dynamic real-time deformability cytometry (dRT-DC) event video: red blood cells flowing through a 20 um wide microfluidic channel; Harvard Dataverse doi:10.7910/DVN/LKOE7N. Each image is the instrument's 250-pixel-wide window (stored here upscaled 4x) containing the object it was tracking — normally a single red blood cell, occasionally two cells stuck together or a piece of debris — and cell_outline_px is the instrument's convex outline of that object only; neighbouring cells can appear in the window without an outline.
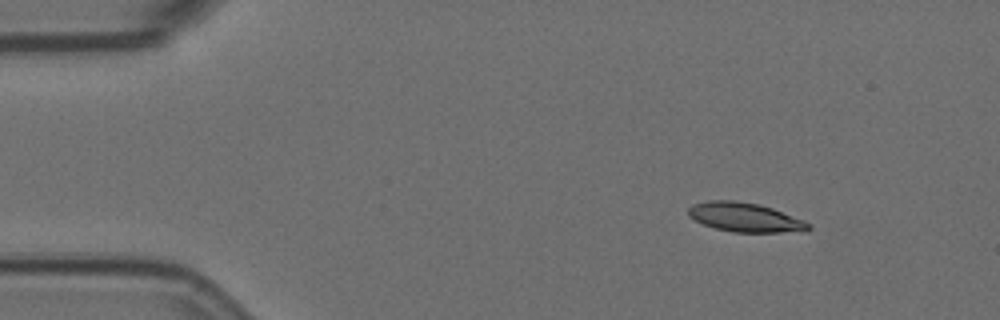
{"species": "Egyptian fruit bat (a non-hibernating species)", "species_latin": "Rousettus aegyptiacus", "temperature_condition": "room temperature", "stored_images_in_passage": 8, "camera_frame_rate_fps": 3000, "um_per_image_px": 0.085, "animal": {"sex": "female"}, "frame": {"image": 1, "passage_image": 1, "time_ms": 0.0, "image_size_px": [1000, 320], "cell_outline_px": [[812, 228], [808, 232], [732, 232], [716, 228], [704, 224], [688, 216], [688, 208], [692, 204], [708, 200], [736, 200], [760, 204], [772, 208], [804, 220], [812, 224]], "centroid_in_image_um": [63.38, 18.47], "position_along_channel_um": 21.6, "area_um2": 20.69}}
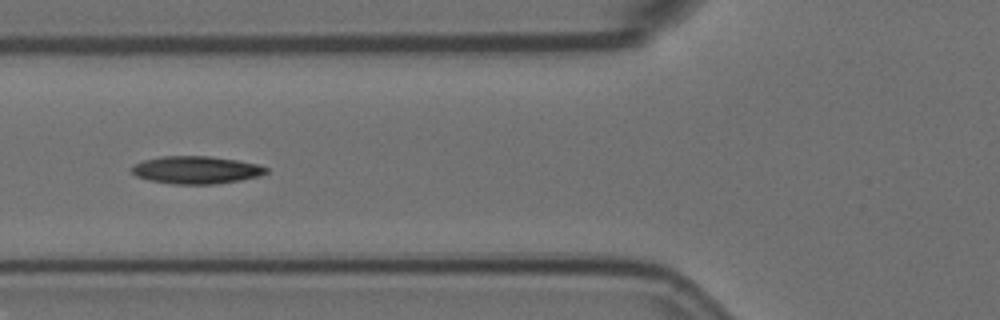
{"frame": {"image": 2, "passage_image": 5, "time_ms": 1.333, "image_size_px": [1000, 320], "cell_outline_px": [[268, 172], [260, 176], [240, 180], [216, 184], [172, 184], [148, 180], [136, 176], [132, 172], [132, 164], [144, 160], [160, 156], [208, 156], [236, 160], [256, 164], [268, 168]], "centroid_in_image_um": [16.65, 14.45], "position_along_channel_um": 109.1, "area_um2": 21.68}}
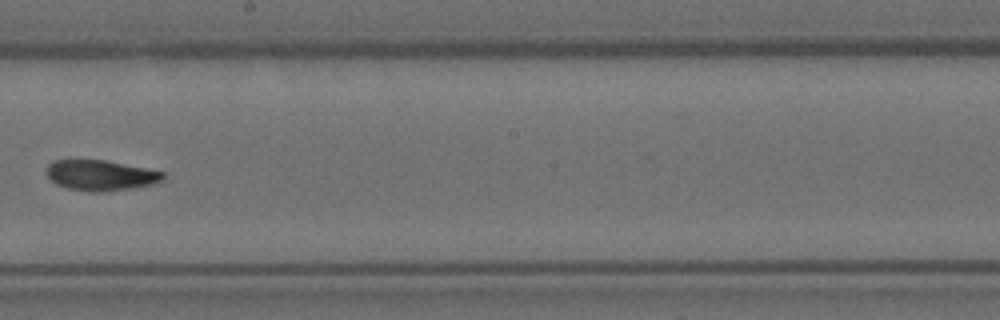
{"frame": {"image": 3, "passage_image": 8, "time_ms": 2.333, "image_size_px": [1000, 320], "cell_outline_px": [[164, 180], [152, 184], [132, 188], [104, 192], [92, 192], [68, 188], [56, 184], [48, 176], [48, 164], [52, 160], [104, 160], [164, 172]], "centroid_in_image_um": [8.56, 14.91], "position_along_channel_um": 239.6, "area_um2": 20.46}}